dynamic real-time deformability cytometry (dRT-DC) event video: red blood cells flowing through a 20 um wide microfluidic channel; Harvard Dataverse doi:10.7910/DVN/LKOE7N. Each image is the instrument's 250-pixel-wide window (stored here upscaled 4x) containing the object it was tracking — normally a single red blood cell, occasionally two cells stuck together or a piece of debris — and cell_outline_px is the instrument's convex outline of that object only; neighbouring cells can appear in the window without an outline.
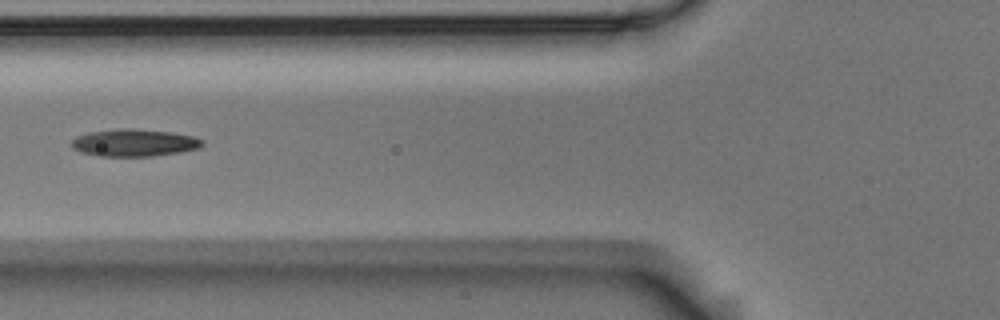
{"species": "Egyptian fruit bat (a non-hibernating species)", "species_latin": "Rousettus aegyptiacus", "temperature_condition": "room temperature", "stored_images_in_passage": 7, "camera_frame_rate_fps": 3000, "um_per_image_px": 0.085, "animal": {"sex": "male"}, "frame": {"image": 1, "passage_image": 7, "time_ms": 2.0, "image_size_px": [1000, 320], "cell_outline_px": [[204, 144], [200, 148], [180, 152], [152, 156], [100, 156], [80, 152], [72, 148], [72, 140], [76, 136], [88, 132], [120, 128], [132, 128], [172, 132], [196, 136], [204, 140]], "centroid_in_image_um": [11.44, 12.12], "position_along_channel_um": 114.4, "area_um2": 21.04}}